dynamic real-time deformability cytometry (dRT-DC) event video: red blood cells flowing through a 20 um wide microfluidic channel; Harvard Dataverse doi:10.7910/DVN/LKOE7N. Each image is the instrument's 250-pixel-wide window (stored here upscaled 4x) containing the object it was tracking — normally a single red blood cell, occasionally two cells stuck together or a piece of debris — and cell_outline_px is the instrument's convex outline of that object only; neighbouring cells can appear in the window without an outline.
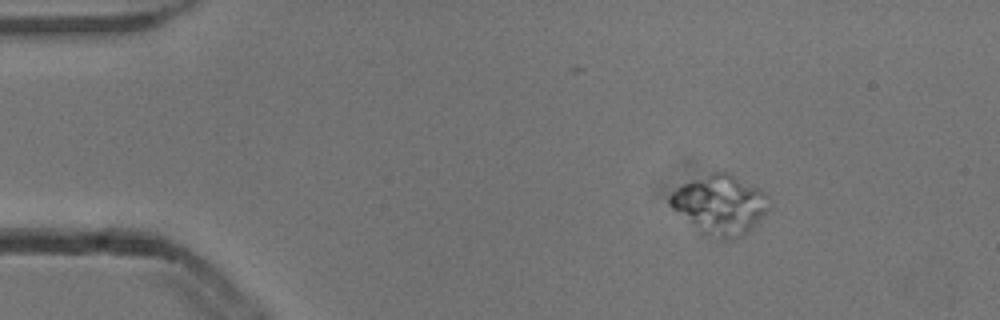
{"species": "common noctule bat (a hibernating species)", "species_latin": "Nyctalus noctula", "temperature_condition": "cold", "stored_images_in_passage": 55, "camera_frame_rate_fps": 3000, "um_per_image_px": 0.085, "animal": {"sex": "male", "body_mass_g": 13.3}, "frame": {"image": 1, "passage_image": 9, "time_ms": 2.667, "image_size_px": [1000, 320], "cell_outline_px": [[772, 204], [768, 212], [748, 232], [736, 240], [720, 240], [700, 236], [668, 204], [668, 196], [672, 192], [684, 184], [712, 172], [728, 172], [764, 192], [768, 196]], "centroid_in_image_um": [61.2, 17.48], "position_along_channel_um": 23.8, "area_um2": 35.03}}
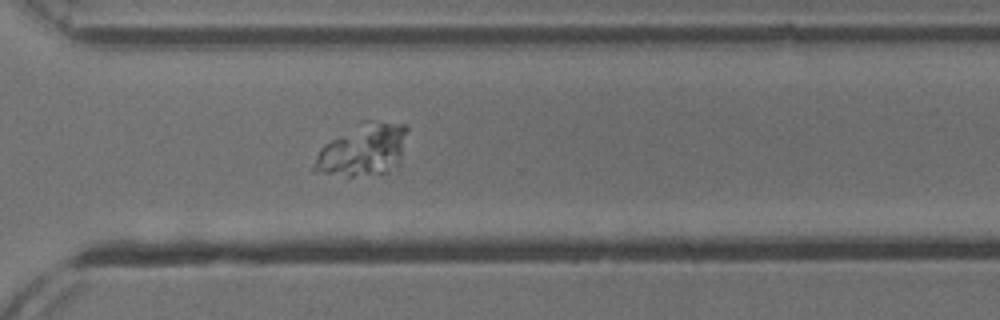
{"frame": {"image": 2, "passage_image": 40, "time_ms": 13.0, "image_size_px": [1000, 320], "cell_outline_px": [[408, 128], [400, 160], [396, 168], [384, 172], [352, 176], [348, 176], [312, 172], [312, 168], [316, 156], [320, 148], [324, 144], [364, 120], [368, 120], [408, 124]], "centroid_in_image_um": [30.85, 12.73], "position_along_channel_um": 339.8, "area_um2": 28.21}}
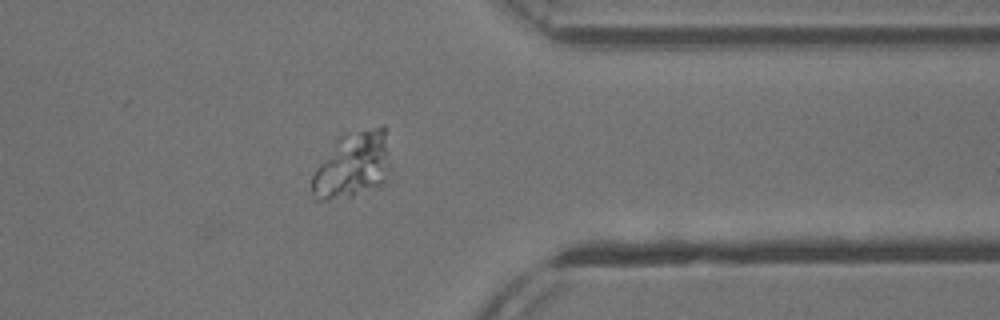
{"frame": {"image": 3, "passage_image": 44, "time_ms": 14.333, "image_size_px": [1000, 320], "cell_outline_px": [[384, 180], [380, 184], [352, 196], [324, 200], [312, 200], [312, 176], [336, 140], [340, 136], [384, 124]], "centroid_in_image_um": [29.84, 14.06], "position_along_channel_um": 381.6, "area_um2": 28.38}}